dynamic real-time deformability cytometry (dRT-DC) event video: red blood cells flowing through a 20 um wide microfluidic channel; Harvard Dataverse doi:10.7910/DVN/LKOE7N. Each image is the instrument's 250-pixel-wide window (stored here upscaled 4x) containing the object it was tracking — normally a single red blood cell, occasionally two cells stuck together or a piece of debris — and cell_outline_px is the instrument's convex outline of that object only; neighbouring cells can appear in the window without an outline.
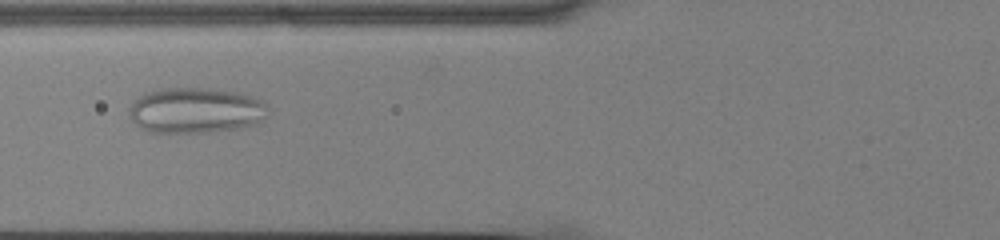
{"species": "common noctule bat (a hibernating species)", "species_latin": "Nyctalus noctula", "temperature_condition": "cold", "stored_images_in_passage": 53, "camera_frame_rate_fps": 3000, "um_per_image_px": 0.085, "animal": {"sex": "male", "body_mass_g": 13.0, "forearm_length_mm": 53.1}, "frame": {"image": 1, "passage_image": 20, "time_ms": 6.333, "image_size_px": [1000, 240], "cell_outline_px": [[268, 112], [256, 124], [240, 128], [208, 132], [148, 132], [140, 128], [128, 116], [128, 108], [140, 96], [148, 92], [160, 88], [208, 88], [240, 92], [264, 100], [268, 104]], "centroid_in_image_um": [16.65, 9.38], "position_along_channel_um": 109.2, "area_um2": 37.17}}
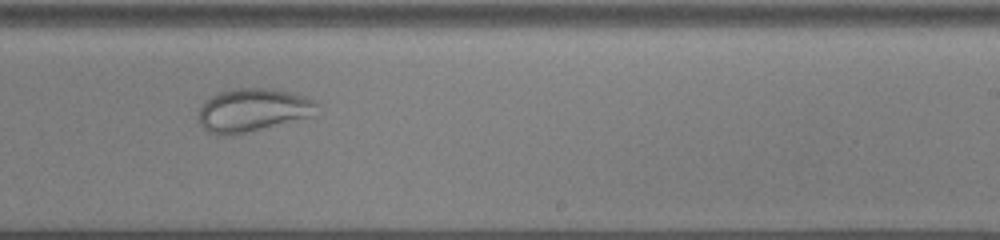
{"frame": {"image": 2, "passage_image": 33, "time_ms": 10.667, "image_size_px": [1000, 240], "cell_outline_px": [[320, 104], [316, 116], [244, 132], [224, 136], [216, 136], [208, 132], [200, 124], [200, 108], [212, 96], [220, 92], [236, 88], [276, 88], [292, 92], [316, 100]], "centroid_in_image_um": [21.58, 9.35], "position_along_channel_um": 267.4, "area_um2": 29.94}}
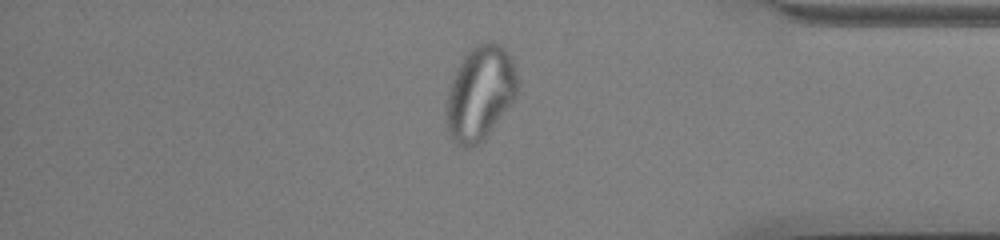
{"frame": {"image": 3, "passage_image": 45, "time_ms": 14.667, "image_size_px": [1000, 240], "cell_outline_px": [[520, 92], [484, 140], [480, 144], [472, 148], [464, 148], [452, 136], [448, 128], [448, 92], [452, 80], [464, 56], [476, 44], [492, 40], [500, 44], [512, 56], [520, 80]], "centroid_in_image_um": [40.91, 7.88], "position_along_channel_um": 394.3, "area_um2": 39.13}}